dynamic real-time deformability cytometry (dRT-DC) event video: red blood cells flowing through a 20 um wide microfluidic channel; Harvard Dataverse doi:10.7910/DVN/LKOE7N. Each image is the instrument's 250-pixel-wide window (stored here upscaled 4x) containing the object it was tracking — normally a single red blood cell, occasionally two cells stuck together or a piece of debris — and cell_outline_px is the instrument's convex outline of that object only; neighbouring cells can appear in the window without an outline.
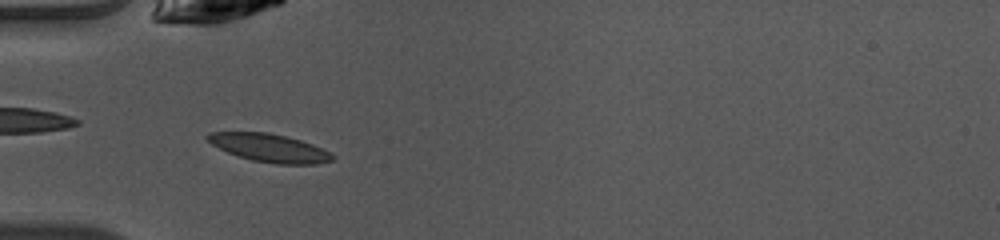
{"species": "common noctule bat (a hibernating species)", "species_latin": "Nyctalus noctula", "temperature_condition": "warm", "stored_images_in_passage": 20, "camera_frame_rate_fps": 3000, "um_per_image_px": 0.085, "animal": {"sex": "female", "body_mass_g": 10.0, "forearm_length_mm": 53.1}, "frame": {"image": 1, "passage_image": 15, "time_ms": 4.667, "image_size_px": [1000, 240], "cell_outline_px": [[336, 156], [332, 160], [316, 164], [276, 164], [252, 160], [228, 152], [212, 144], [204, 136], [208, 132], [268, 132], [288, 136], [312, 144], [332, 152]], "centroid_in_image_um": [22.94, 12.56], "position_along_channel_um": 62.1, "area_um2": 20.46}}